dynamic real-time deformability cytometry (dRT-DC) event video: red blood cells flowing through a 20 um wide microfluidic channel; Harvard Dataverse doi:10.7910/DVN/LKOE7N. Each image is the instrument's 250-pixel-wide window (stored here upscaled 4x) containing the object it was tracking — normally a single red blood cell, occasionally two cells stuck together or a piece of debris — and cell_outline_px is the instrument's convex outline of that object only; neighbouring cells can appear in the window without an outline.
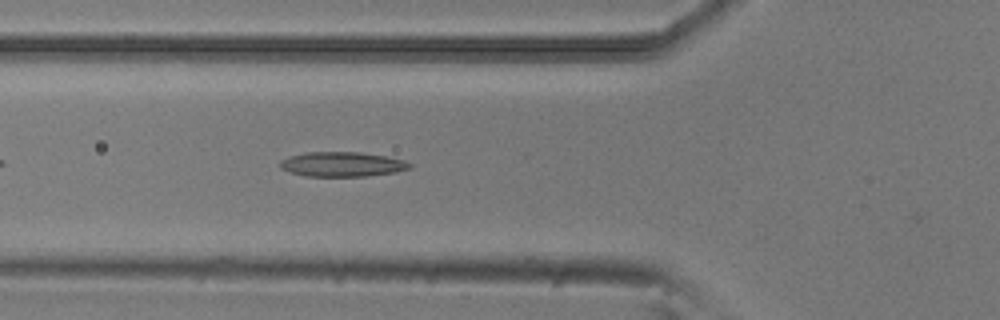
{"species": "common noctule bat (a hibernating species)", "species_latin": "Nyctalus noctula", "temperature_condition": "room temperature", "stored_images_in_passage": 2, "camera_frame_rate_fps": 3000, "um_per_image_px": 0.085, "animal": {"sex": "male", "body_mass_g": 20.5, "forearm_length_mm": 52.5}, "frame": {"image": 1, "passage_image": 2, "time_ms": 0.333, "image_size_px": [1000, 320], "cell_outline_px": [[412, 168], [396, 172], [368, 176], [308, 176], [292, 172], [280, 168], [280, 160], [288, 156], [308, 152], [360, 152], [384, 156], [404, 160], [412, 164]], "centroid_in_image_um": [29.1, 13.96], "position_along_channel_um": 96.7, "area_um2": 18.61}}